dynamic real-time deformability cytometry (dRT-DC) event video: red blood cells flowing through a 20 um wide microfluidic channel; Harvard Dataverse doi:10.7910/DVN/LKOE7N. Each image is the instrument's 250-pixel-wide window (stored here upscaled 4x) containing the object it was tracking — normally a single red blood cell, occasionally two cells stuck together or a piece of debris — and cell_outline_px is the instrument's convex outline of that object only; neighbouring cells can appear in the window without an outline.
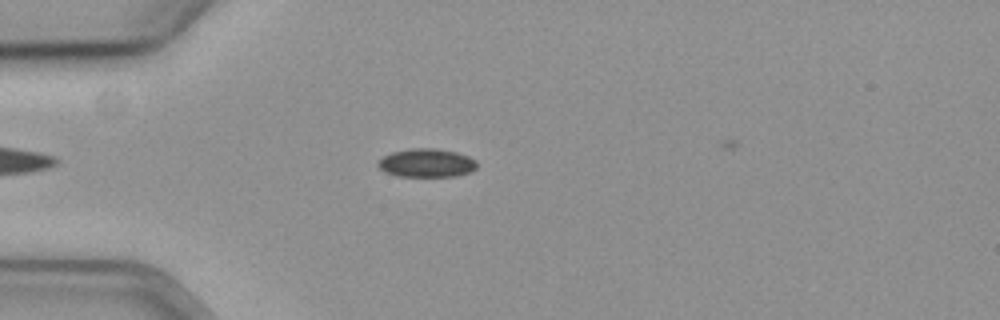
{"species": "common noctule bat (a hibernating species)", "species_latin": "Nyctalus noctula", "temperature_condition": "cold", "stored_images_in_passage": 45, "camera_frame_rate_fps": 3000, "um_per_image_px": 0.085, "animal": {"sex": "female", "body_mass_g": 19.3, "forearm_length_mm": 54.1}, "frame": {"image": 1, "passage_image": 9, "time_ms": 2.667, "image_size_px": [1000, 320], "cell_outline_px": [[476, 168], [472, 172], [456, 176], [396, 176], [384, 172], [376, 164], [384, 156], [392, 152], [412, 148], [432, 148], [456, 152], [468, 156], [476, 160]], "centroid_in_image_um": [36.26, 13.86], "position_along_channel_um": 48.7, "area_um2": 16.42}}
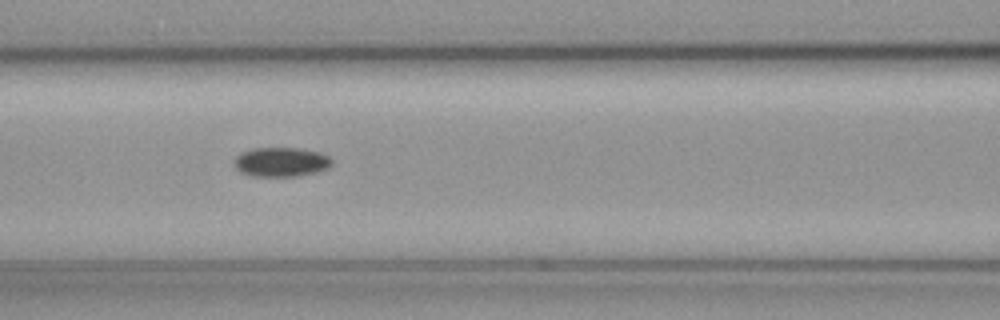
{"frame": {"image": 2, "passage_image": 18, "time_ms": 5.667, "image_size_px": [1000, 320], "cell_outline_px": [[332, 164], [328, 168], [316, 172], [300, 176], [252, 176], [240, 172], [236, 168], [236, 156], [240, 152], [252, 148], [300, 148], [316, 152], [328, 156], [332, 160]], "centroid_in_image_um": [23.89, 13.77], "position_along_channel_um": 142.7, "area_um2": 16.65}}
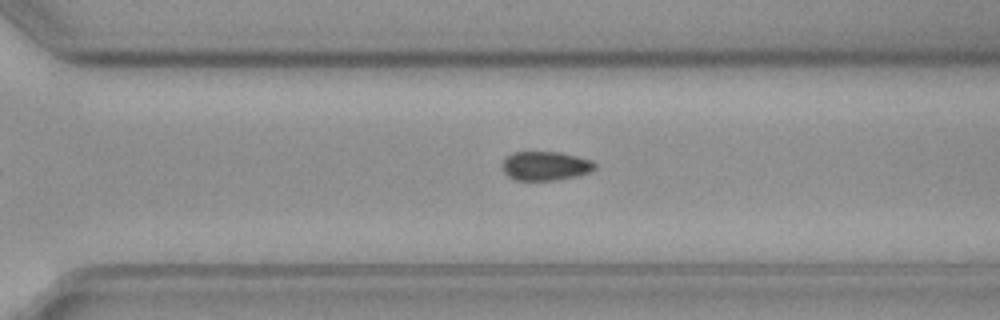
{"frame": {"image": 3, "passage_image": 33, "time_ms": 10.667, "image_size_px": [1000, 320], "cell_outline_px": [[596, 168], [588, 172], [576, 176], [556, 180], [516, 180], [508, 176], [504, 172], [500, 164], [504, 156], [512, 152], [560, 152], [592, 160], [596, 164]], "centroid_in_image_um": [46.31, 14.09], "position_along_channel_um": 324.3, "area_um2": 15.84}}